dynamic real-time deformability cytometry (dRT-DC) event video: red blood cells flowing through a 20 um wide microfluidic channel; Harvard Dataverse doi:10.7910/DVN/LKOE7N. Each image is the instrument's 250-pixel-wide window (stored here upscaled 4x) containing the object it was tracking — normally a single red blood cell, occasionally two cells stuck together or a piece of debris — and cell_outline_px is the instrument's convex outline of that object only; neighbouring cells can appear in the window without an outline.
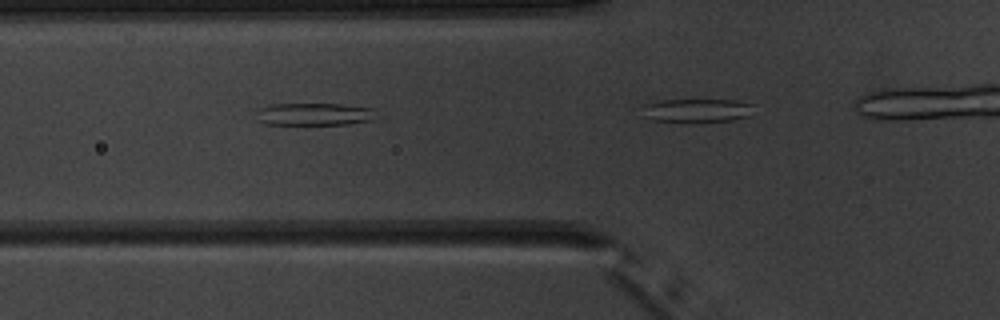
{"species": "common noctule bat (a hibernating species)", "species_latin": "Nyctalus noctula", "temperature_condition": "warm", "stored_images_in_passage": 7, "camera_frame_rate_fps": 3000, "um_per_image_px": 0.085, "animal": {"sex": "male", "body_mass_g": 20.1, "forearm_length_mm": 53.5}, "frame": {"image": 1, "passage_image": 4, "time_ms": 3.333, "image_size_px": [1000, 320], "cell_outline_px": [[372, 120], [348, 124], [264, 124], [256, 120], [256, 108], [272, 104], [340, 104], [372, 108]], "centroid_in_image_um": [26.58, 9.7], "position_along_channel_um": 99.2, "area_um2": 15.61}}